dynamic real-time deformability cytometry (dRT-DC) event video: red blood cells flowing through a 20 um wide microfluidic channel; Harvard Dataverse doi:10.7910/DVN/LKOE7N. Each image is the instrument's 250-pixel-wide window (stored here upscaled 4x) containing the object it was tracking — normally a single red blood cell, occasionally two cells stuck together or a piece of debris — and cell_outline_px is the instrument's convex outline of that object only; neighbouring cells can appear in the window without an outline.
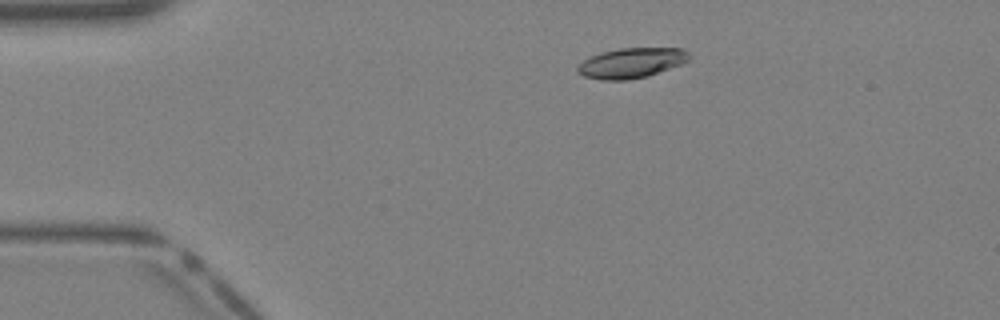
{"species": "Egyptian fruit bat (a non-hibernating species)", "species_latin": "Rousettus aegyptiacus", "temperature_condition": "warm", "stored_images_in_passage": 34, "camera_frame_rate_fps": 3000, "um_per_image_px": 0.085, "animal": {"sex": "female"}, "frame": {"image": 1, "passage_image": 2, "time_ms": 0.333, "image_size_px": [1000, 320], "cell_outline_px": [[692, 60], [644, 76], [628, 80], [600, 80], [584, 76], [576, 72], [576, 68], [584, 60], [592, 56], [604, 52], [620, 48], [684, 48], [692, 56]], "centroid_in_image_um": [53.69, 5.34], "position_along_channel_um": 31.3, "area_um2": 19.36}}
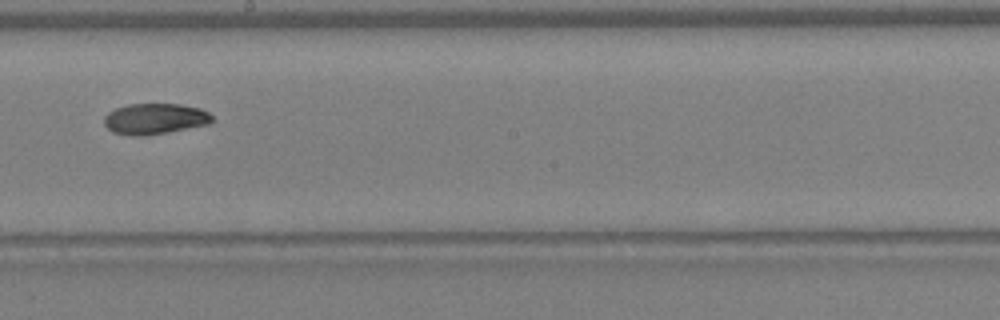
{"frame": {"image": 2, "passage_image": 17, "time_ms": 5.333, "image_size_px": [1000, 320], "cell_outline_px": [[212, 124], [140, 136], [132, 136], [112, 132], [104, 124], [104, 116], [108, 112], [116, 108], [128, 104], [180, 104], [200, 108], [208, 112], [212, 116]], "centroid_in_image_um": [13.16, 10.09], "position_along_channel_um": 235.0, "area_um2": 19.36}}
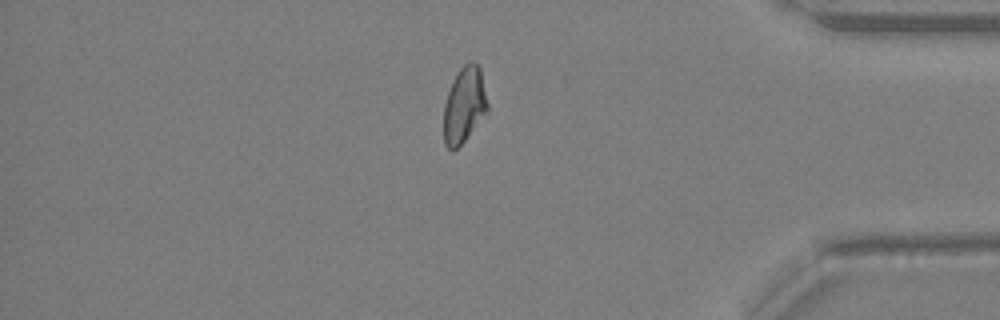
{"frame": {"image": 3, "passage_image": 28, "time_ms": 9.0, "image_size_px": [1000, 320], "cell_outline_px": [[488, 112], [464, 140], [456, 148], [448, 148], [444, 144], [444, 104], [452, 80], [460, 68], [468, 60], [472, 60], [480, 68], [488, 104]], "centroid_in_image_um": [39.46, 8.89], "position_along_channel_um": 395.7, "area_um2": 19.25}}